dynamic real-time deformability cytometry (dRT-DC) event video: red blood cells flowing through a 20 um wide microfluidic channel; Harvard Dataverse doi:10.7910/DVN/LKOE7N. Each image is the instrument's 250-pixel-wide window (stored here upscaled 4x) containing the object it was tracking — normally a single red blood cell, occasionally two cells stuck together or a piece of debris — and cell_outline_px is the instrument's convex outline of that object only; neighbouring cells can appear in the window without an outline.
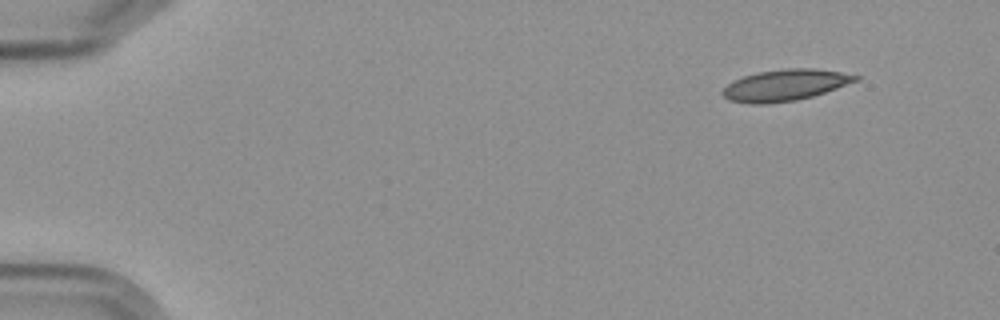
{"species": "Egyptian fruit bat (a non-hibernating species)", "species_latin": "Rousettus aegyptiacus", "temperature_condition": "cold", "stored_images_in_passage": 9, "camera_frame_rate_fps": 3000, "um_per_image_px": 0.085, "frame": {"image": 1, "passage_image": 1, "time_ms": 0.0, "image_size_px": [1000, 320], "cell_outline_px": [[860, 80], [812, 96], [796, 100], [768, 104], [748, 104], [728, 100], [720, 92], [732, 80], [756, 72], [784, 68], [816, 68], [840, 72], [860, 76]], "centroid_in_image_um": [66.7, 7.23], "position_along_channel_um": 18.3, "area_um2": 24.45}}
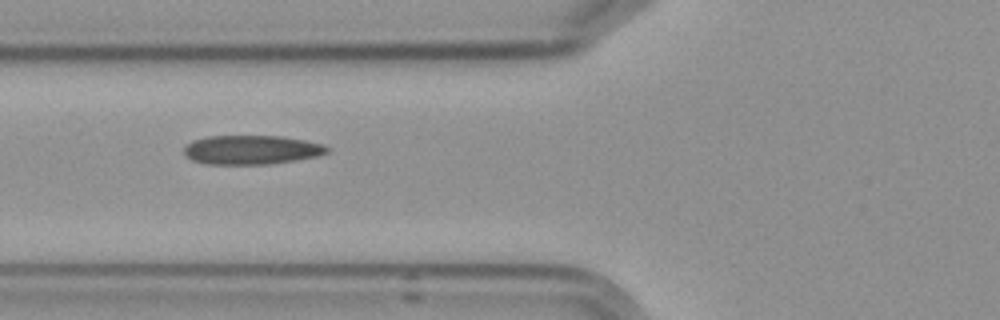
{"frame": {"image": 2, "passage_image": 6, "time_ms": 5.667, "image_size_px": [1000, 320], "cell_outline_px": [[328, 152], [316, 156], [272, 164], [204, 164], [192, 160], [184, 156], [184, 148], [192, 140], [208, 136], [284, 136], [324, 144], [328, 148]], "centroid_in_image_um": [21.34, 12.73], "position_along_channel_um": 104.5, "area_um2": 24.33}}